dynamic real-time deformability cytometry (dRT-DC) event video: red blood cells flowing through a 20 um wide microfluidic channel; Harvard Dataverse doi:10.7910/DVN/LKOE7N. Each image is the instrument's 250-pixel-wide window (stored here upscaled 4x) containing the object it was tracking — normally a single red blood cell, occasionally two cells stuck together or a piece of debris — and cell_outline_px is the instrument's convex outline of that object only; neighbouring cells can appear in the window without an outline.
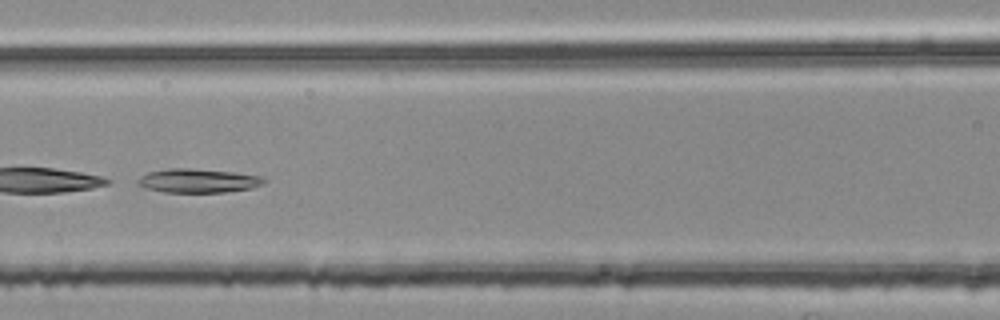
{"species": "common noctule bat (a hibernating species)", "species_latin": "Nyctalus noctula", "temperature_condition": "room temperature", "stored_images_in_passage": 32, "camera_frame_rate_fps": 3000, "um_per_image_px": 0.085, "animal": {"sex": "female", "body_mass_g": 25.1}, "frame": {"image": 1, "passage_image": 23, "time_ms": 7.333, "image_size_px": [1000, 320], "cell_outline_px": [[268, 180], [264, 184], [252, 188], [224, 192], [164, 192], [144, 188], [136, 184], [136, 180], [140, 176], [148, 172], [168, 168], [188, 168], [232, 172], [260, 176]], "centroid_in_image_um": [16.8, 15.36], "position_along_channel_um": 149.8, "area_um2": 17.69}}